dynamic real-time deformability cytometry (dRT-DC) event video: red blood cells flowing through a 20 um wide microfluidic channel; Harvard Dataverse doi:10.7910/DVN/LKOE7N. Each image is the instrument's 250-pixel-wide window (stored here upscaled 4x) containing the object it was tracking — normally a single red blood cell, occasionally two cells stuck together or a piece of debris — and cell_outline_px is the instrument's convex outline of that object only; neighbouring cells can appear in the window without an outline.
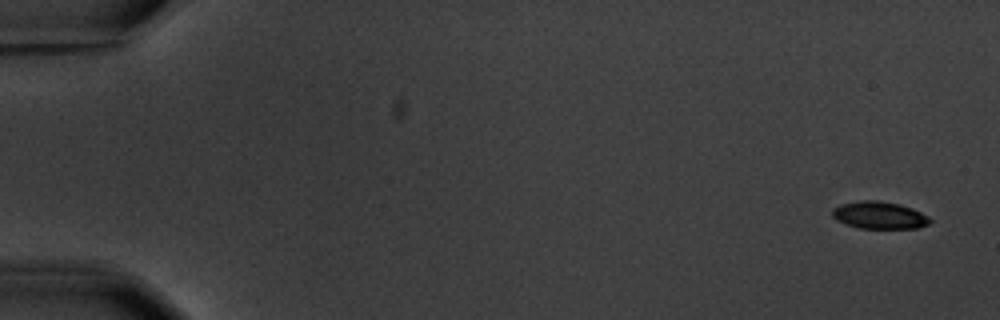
{"species": "common noctule bat (a hibernating species)", "species_latin": "Nyctalus noctula", "temperature_condition": "warm", "stored_images_in_passage": 4, "camera_frame_rate_fps": 3000, "um_per_image_px": 0.085, "animal": {"sex": "male", "body_mass_g": 20.1, "forearm_length_mm": 53.5}, "frame": {"image": 1, "passage_image": 1, "time_ms": 0.0, "image_size_px": [1000, 320], "cell_outline_px": [[932, 220], [928, 224], [920, 228], [860, 228], [836, 220], [832, 216], [832, 208], [840, 204], [864, 200], [880, 200], [900, 204], [912, 208], [928, 216]], "centroid_in_image_um": [74.75, 18.28], "position_along_channel_um": 10.3, "area_um2": 15.55}}